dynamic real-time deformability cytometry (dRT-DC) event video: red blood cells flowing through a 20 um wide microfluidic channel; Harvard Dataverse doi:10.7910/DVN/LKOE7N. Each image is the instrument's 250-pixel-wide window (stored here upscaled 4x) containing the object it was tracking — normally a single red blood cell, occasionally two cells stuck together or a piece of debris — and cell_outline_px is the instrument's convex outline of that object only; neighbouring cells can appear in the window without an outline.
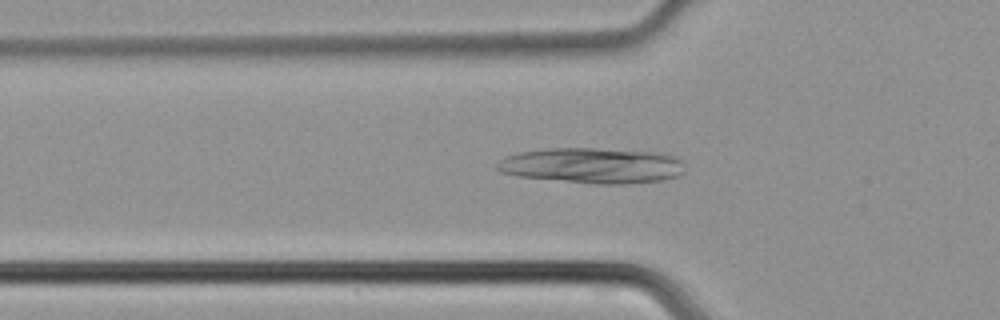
{"species": "common noctule bat (a hibernating species)", "species_latin": "Nyctalus noctula", "temperature_condition": "cold", "stored_images_in_passage": 46, "camera_frame_rate_fps": 3000, "um_per_image_px": 0.085, "animal": {"sex": "male", "body_mass_g": 21.5, "forearm_length_mm": 52.0}, "frame": {"image": 1, "passage_image": 16, "time_ms": 5.0, "image_size_px": [1000, 320], "cell_outline_px": [[684, 172], [680, 176], [660, 180], [628, 184], [592, 184], [516, 176], [500, 172], [496, 168], [496, 164], [500, 160], [508, 156], [520, 152], [548, 148], [596, 148], [656, 152], [672, 156], [680, 160], [684, 164]], "centroid_in_image_um": [50.34, 14.08], "position_along_channel_um": 75.5, "area_um2": 39.07}}
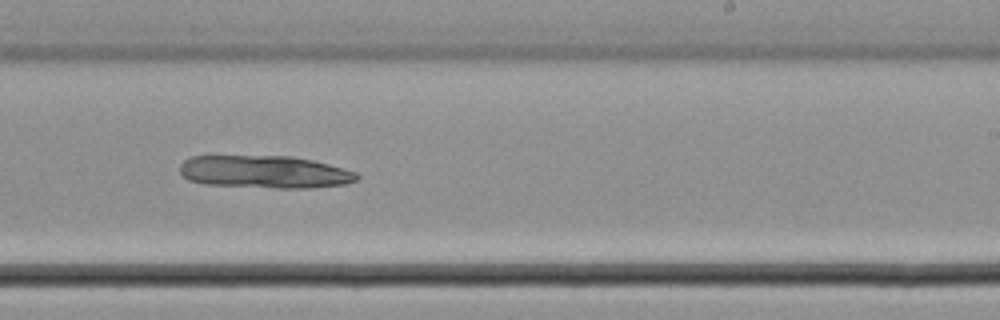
{"frame": {"image": 2, "passage_image": 29, "time_ms": 9.333, "image_size_px": [1000, 320], "cell_outline_px": [[360, 176], [356, 180], [344, 184], [312, 188], [276, 188], [204, 184], [188, 180], [180, 172], [180, 164], [184, 160], [192, 156], [292, 156], [312, 160], [328, 164], [356, 172]], "centroid_in_image_um": [22.48, 14.61], "position_along_channel_um": 266.5, "area_um2": 33.7}}
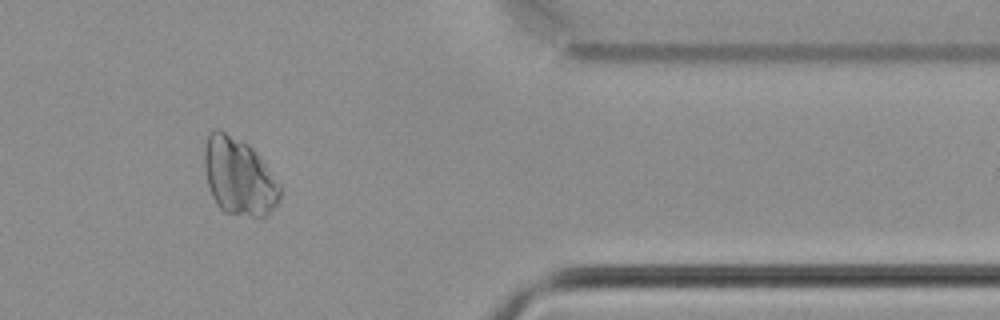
{"frame": {"image": 3, "passage_image": 39, "time_ms": 12.667, "image_size_px": [1000, 320], "cell_outline_px": [[280, 200], [260, 220], [224, 212], [216, 204], [212, 196], [208, 184], [204, 168], [204, 148], [208, 136], [212, 128], [220, 128], [248, 144], [256, 152], [280, 184]], "centroid_in_image_um": [20.29, 15.02], "position_along_channel_um": 391.1, "area_um2": 34.39}}